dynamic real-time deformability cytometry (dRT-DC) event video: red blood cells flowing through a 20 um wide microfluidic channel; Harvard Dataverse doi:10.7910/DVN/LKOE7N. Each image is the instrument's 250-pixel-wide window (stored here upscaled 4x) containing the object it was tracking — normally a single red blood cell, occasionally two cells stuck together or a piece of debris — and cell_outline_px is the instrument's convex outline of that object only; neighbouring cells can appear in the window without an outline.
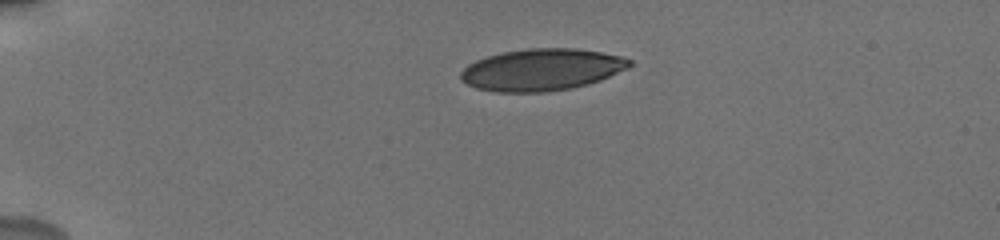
{"species": "human", "species_latin": "Homo sapiens", "temperature_condition": "cold", "stored_images_in_passage": 13, "camera_frame_rate_fps": 3000, "um_per_image_px": 0.085, "donor": {"sex": "male"}, "frame": {"image": 1, "passage_image": 1, "time_ms": 0.0, "image_size_px": [1000, 240], "cell_outline_px": [[632, 64], [628, 68], [600, 80], [588, 84], [572, 88], [544, 92], [496, 92], [476, 88], [460, 80], [460, 72], [468, 64], [476, 60], [488, 56], [504, 52], [528, 48], [576, 48], [624, 56], [632, 60]], "centroid_in_image_um": [46.05, 5.92], "position_along_channel_um": 38.9, "area_um2": 41.27}}
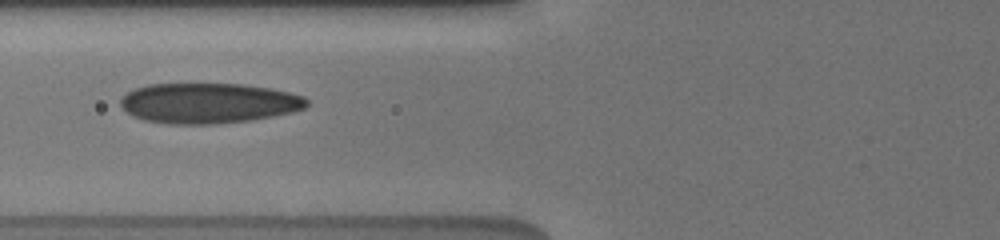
{"frame": {"image": 2, "passage_image": 8, "time_ms": 3.333, "image_size_px": [1000, 240], "cell_outline_px": [[308, 104], [304, 108], [292, 112], [252, 120], [212, 124], [168, 124], [144, 120], [128, 112], [120, 104], [120, 100], [128, 92], [136, 88], [148, 84], [244, 84], [272, 88], [304, 96], [308, 100]], "centroid_in_image_um": [17.76, 8.76], "position_along_channel_um": 108.0, "area_um2": 43.64}}
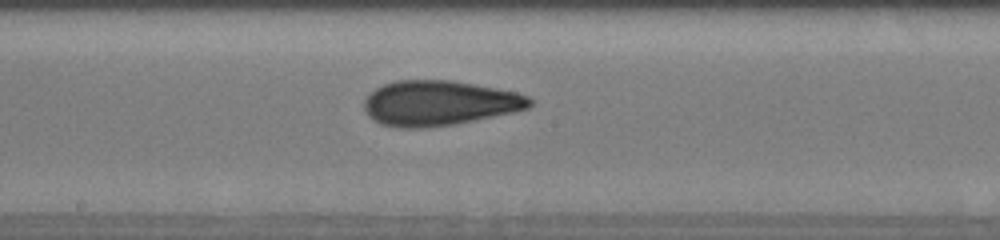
{"frame": {"image": 3, "passage_image": 13, "time_ms": 6.0, "image_size_px": [1000, 240], "cell_outline_px": [[532, 104], [528, 108], [512, 112], [452, 124], [424, 128], [400, 128], [380, 124], [368, 116], [364, 108], [364, 100], [368, 92], [384, 84], [396, 80], [452, 80], [516, 92], [528, 96], [532, 100]], "centroid_in_image_um": [37.27, 8.76], "position_along_channel_um": 210.9, "area_um2": 43.29}}